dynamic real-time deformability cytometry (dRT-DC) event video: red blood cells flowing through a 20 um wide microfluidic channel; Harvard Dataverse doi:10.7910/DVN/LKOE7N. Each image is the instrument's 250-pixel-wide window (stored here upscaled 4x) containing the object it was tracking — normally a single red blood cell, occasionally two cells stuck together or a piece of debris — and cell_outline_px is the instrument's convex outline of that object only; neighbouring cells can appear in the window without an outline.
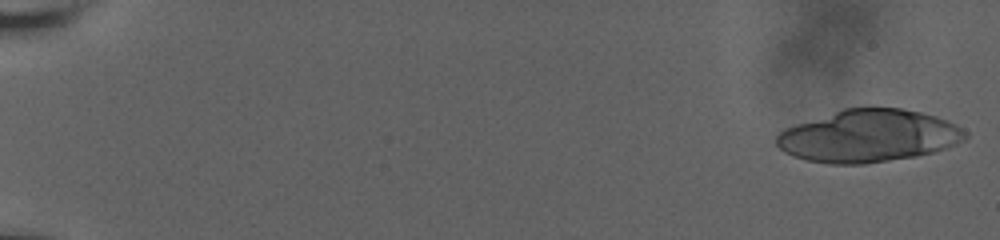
{"species": "human", "species_latin": "Homo sapiens", "temperature_condition": "room temperature", "stored_images_in_passage": 17, "camera_frame_rate_fps": 3000, "um_per_image_px": 0.085, "donor": {"sex": "male"}, "frame": {"image": 1, "passage_image": 1, "time_ms": 0.0, "image_size_px": [1000, 240], "cell_outline_px": [[968, 136], [964, 140], [956, 144], [932, 152], [916, 156], [864, 164], [832, 164], [808, 160], [792, 156], [784, 152], [776, 144], [776, 136], [784, 128], [844, 108], [900, 108], [920, 112], [936, 116], [948, 120], [956, 124], [968, 132]], "centroid_in_image_um": [73.83, 11.56], "position_along_channel_um": 11.2, "area_um2": 57.57}}
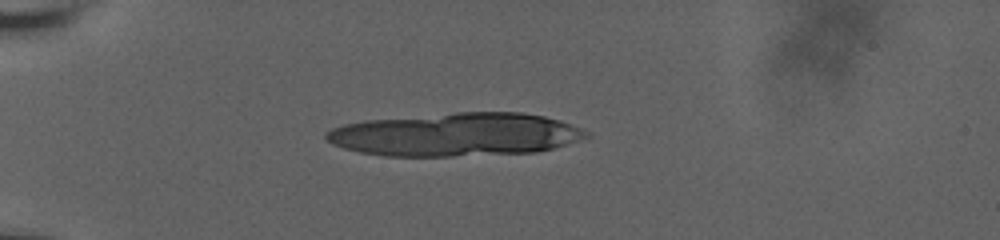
{"frame": {"image": 2, "passage_image": 13, "time_ms": 5.333, "image_size_px": [1000, 240], "cell_outline_px": [[592, 136], [552, 148], [536, 152], [452, 156], [384, 156], [360, 152], [344, 148], [332, 144], [324, 136], [324, 132], [332, 128], [344, 124], [364, 120], [456, 112], [520, 112], [544, 116], [560, 120], [580, 128], [588, 132]], "centroid_in_image_um": [38.71, 11.43], "position_along_channel_um": 46.3, "area_um2": 65.6}}